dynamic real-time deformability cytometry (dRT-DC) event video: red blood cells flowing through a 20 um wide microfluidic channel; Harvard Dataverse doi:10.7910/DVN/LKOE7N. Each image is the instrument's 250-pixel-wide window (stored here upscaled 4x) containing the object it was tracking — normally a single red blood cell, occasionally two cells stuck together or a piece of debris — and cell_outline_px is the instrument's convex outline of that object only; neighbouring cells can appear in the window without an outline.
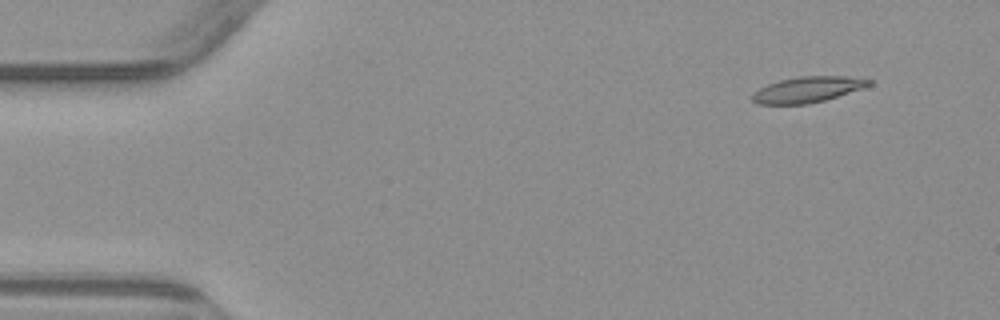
{"species": "common noctule bat (a hibernating species)", "species_latin": "Nyctalus noctula", "temperature_condition": "warm", "stored_images_in_passage": 5, "camera_frame_rate_fps": 3000, "um_per_image_px": 0.085, "animal": {"sex": "male", "body_mass_g": 23.1, "forearm_length_mm": 52.7}, "frame": {"image": 1, "passage_image": 2, "time_ms": 1.333, "image_size_px": [1000, 320], "cell_outline_px": [[876, 80], [872, 84], [824, 100], [808, 104], [756, 104], [752, 100], [752, 92], [768, 84], [780, 80], [800, 76], [848, 76]], "centroid_in_image_um": [68.63, 7.6], "position_along_channel_um": 16.4, "area_um2": 17.4}}
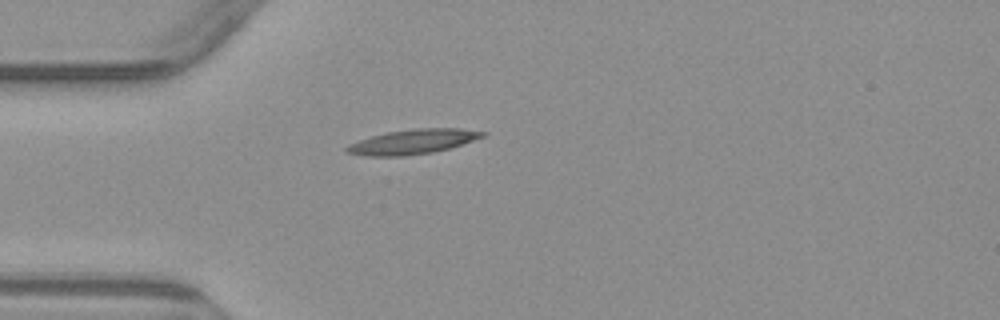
{"frame": {"image": 2, "passage_image": 5, "time_ms": 4.667, "image_size_px": [1000, 320], "cell_outline_px": [[488, 132], [484, 136], [448, 148], [432, 152], [404, 156], [368, 156], [344, 152], [344, 148], [348, 144], [372, 136], [388, 132], [416, 128], [460, 128]], "centroid_in_image_um": [35.05, 12.04], "position_along_channel_um": 49.9, "area_um2": 19.31}}